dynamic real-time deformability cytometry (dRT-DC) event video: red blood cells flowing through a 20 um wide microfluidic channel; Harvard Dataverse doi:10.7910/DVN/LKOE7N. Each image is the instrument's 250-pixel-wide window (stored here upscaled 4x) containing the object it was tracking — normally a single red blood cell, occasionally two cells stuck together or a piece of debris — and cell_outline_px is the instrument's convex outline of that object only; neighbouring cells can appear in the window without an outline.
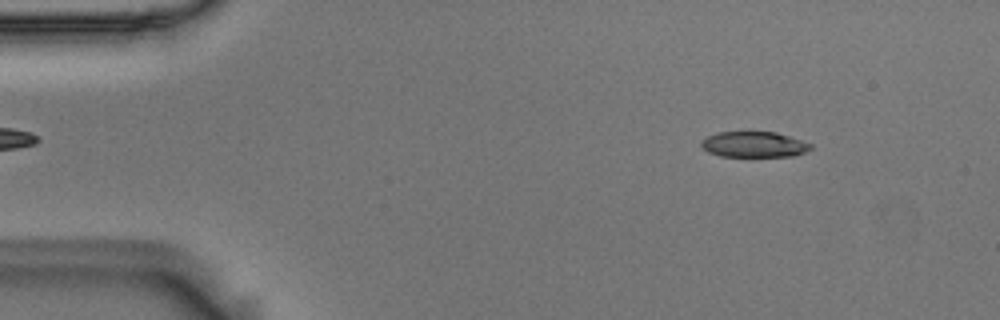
{"species": "Egyptian fruit bat (a non-hibernating species)", "species_latin": "Rousettus aegyptiacus", "temperature_condition": "room temperature", "stored_images_in_passage": 2, "camera_frame_rate_fps": 3000, "um_per_image_px": 0.085, "animal": {"sex": "male"}, "frame": {"image": 1, "passage_image": 2, "time_ms": 0.333, "image_size_px": [1000, 320], "cell_outline_px": [[812, 148], [808, 152], [796, 156], [720, 156], [708, 152], [700, 148], [700, 140], [716, 132], [776, 132], [812, 144]], "centroid_in_image_um": [64.07, 12.28], "position_along_channel_um": 20.9, "area_um2": 16.53}}